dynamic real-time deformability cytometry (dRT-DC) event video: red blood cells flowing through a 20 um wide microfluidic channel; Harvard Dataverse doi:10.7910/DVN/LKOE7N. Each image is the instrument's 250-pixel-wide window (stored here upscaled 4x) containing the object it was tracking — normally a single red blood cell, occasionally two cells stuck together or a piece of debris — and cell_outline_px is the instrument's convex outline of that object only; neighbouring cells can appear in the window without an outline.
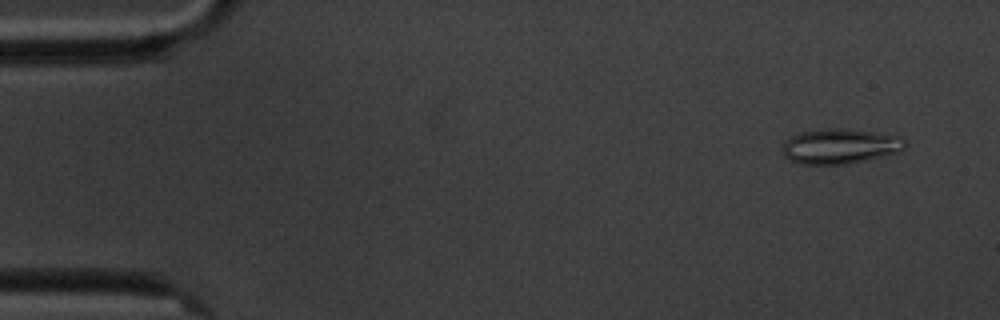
{"species": "common noctule bat (a hibernating species)", "species_latin": "Nyctalus noctula", "temperature_condition": "cold", "stored_images_in_passage": 5, "camera_frame_rate_fps": 3000, "um_per_image_px": 0.085, "animal": {"sex": "male", "body_mass_g": 20.1, "forearm_length_mm": 53.5}, "frame": {"image": 1, "passage_image": 1, "time_ms": 0.0, "image_size_px": [1000, 320], "cell_outline_px": [[908, 144], [900, 152], [868, 160], [848, 164], [800, 164], [788, 160], [784, 156], [784, 140], [800, 132], [828, 128], [848, 128], [900, 136], [908, 140]], "centroid_in_image_um": [71.45, 12.43], "position_along_channel_um": 13.5, "area_um2": 25.43}}